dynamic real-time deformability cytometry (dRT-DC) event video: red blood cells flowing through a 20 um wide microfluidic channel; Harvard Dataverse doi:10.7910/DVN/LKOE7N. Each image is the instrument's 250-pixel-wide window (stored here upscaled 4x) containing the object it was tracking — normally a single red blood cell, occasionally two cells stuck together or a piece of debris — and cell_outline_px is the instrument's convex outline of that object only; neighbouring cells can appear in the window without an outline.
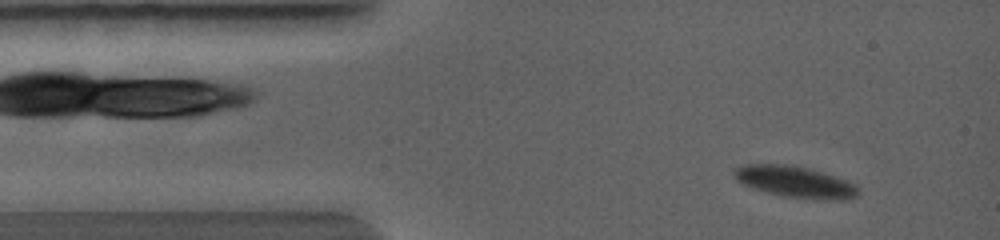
{"species": "common noctule bat (a hibernating species)", "species_latin": "Nyctalus noctula", "temperature_condition": "warm", "stored_images_in_passage": 23, "camera_frame_rate_fps": 5000, "um_per_image_px": 0.085, "animal": {"sex": "female", "body_mass_g": 19.0, "forearm_length_mm": 56.7}, "frame": {"image": 1, "passage_image": 3, "time_ms": 0.8, "image_size_px": [1000, 240], "cell_outline_px": [[856, 192], [852, 196], [832, 200], [816, 200], [784, 196], [768, 192], [744, 184], [736, 176], [736, 172], [740, 168], [784, 168], [824, 176], [848, 184], [856, 188]], "centroid_in_image_um": [67.59, 15.61], "position_along_channel_um": 17.4, "area_um2": 18.55}}
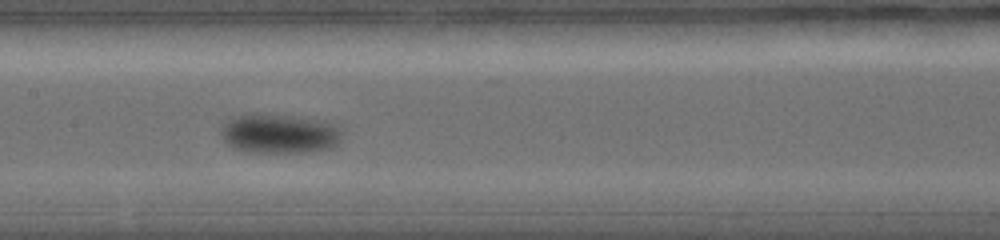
{"frame": {"image": 2, "passage_image": 15, "time_ms": 4.8, "image_size_px": [1000, 240], "cell_outline_px": [[336, 140], [332, 148], [312, 152], [248, 152], [236, 148], [228, 144], [224, 136], [224, 128], [236, 116], [256, 112], [284, 116], [316, 124], [328, 128], [336, 136]], "centroid_in_image_um": [23.53, 11.42], "position_along_channel_um": 183.9, "area_um2": 25.2}}
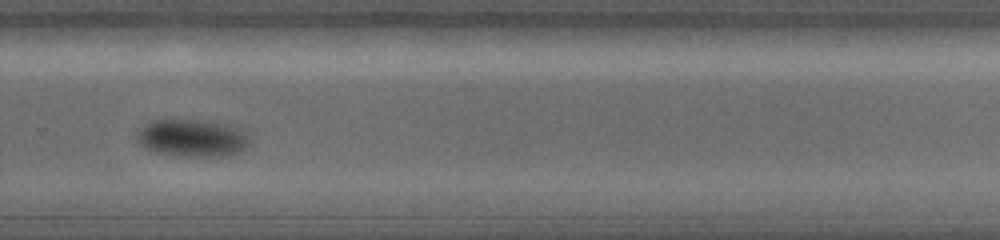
{"frame": {"image": 3, "passage_image": 22, "time_ms": 7.2, "image_size_px": [1000, 240], "cell_outline_px": [[244, 144], [240, 152], [228, 156], [184, 156], [160, 152], [148, 148], [140, 140], [140, 136], [152, 124], [168, 120], [176, 120], [204, 124], [224, 128], [240, 136]], "centroid_in_image_um": [16.26, 11.84], "position_along_channel_um": 313.5, "area_um2": 20.75}}